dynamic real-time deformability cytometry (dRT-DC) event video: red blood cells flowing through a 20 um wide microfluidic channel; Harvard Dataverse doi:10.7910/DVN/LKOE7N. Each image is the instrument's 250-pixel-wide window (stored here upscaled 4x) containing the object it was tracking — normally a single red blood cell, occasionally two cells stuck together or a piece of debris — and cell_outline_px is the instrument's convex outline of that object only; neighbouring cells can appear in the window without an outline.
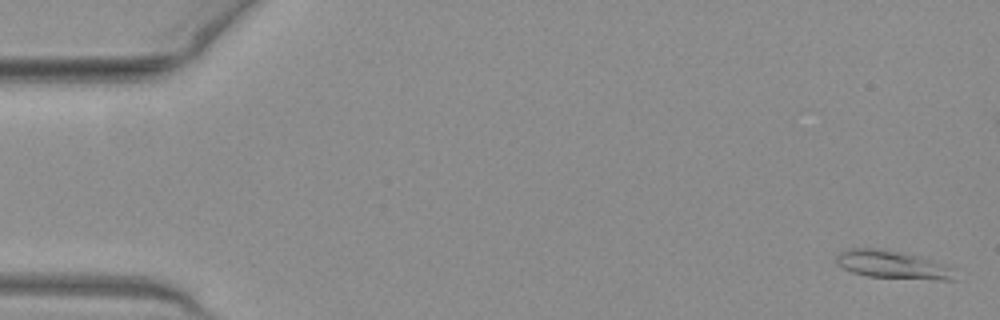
{"species": "common noctule bat (a hibernating species)", "species_latin": "Nyctalus noctula", "temperature_condition": "warm", "stored_images_in_passage": 52, "camera_frame_rate_fps": 3000, "um_per_image_px": 0.085, "animal": {"sex": "female", "body_mass_g": 19.3, "forearm_length_mm": 54.1}, "frame": {"image": 1, "passage_image": 2, "time_ms": 0.333, "image_size_px": [1000, 320], "cell_outline_px": [[956, 280], [940, 280], [868, 276], [852, 272], [836, 264], [836, 256], [840, 252], [848, 248], [884, 248], [900, 252], [952, 268]], "centroid_in_image_um": [75.78, 22.5], "position_along_channel_um": 9.2, "area_um2": 18.84}}
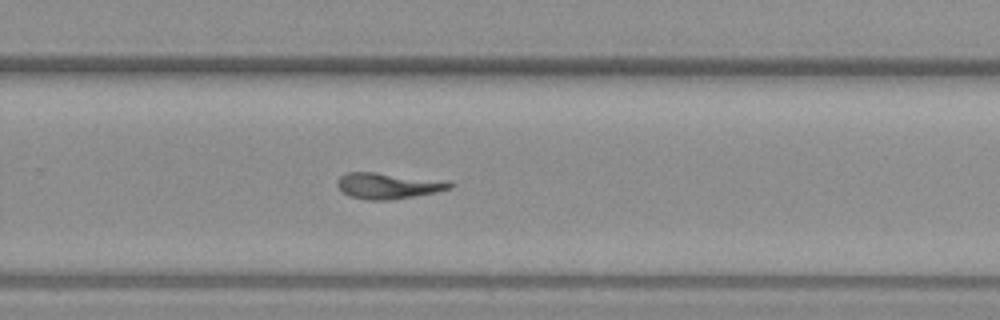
{"frame": {"image": 2, "passage_image": 34, "time_ms": 11.0, "image_size_px": [1000, 320], "cell_outline_px": [[456, 184], [452, 188], [436, 192], [388, 200], [368, 200], [348, 196], [336, 184], [336, 180], [344, 172], [376, 172], [448, 180]], "centroid_in_image_um": [33.02, 15.77], "position_along_channel_um": 296.8, "area_um2": 17.28}}
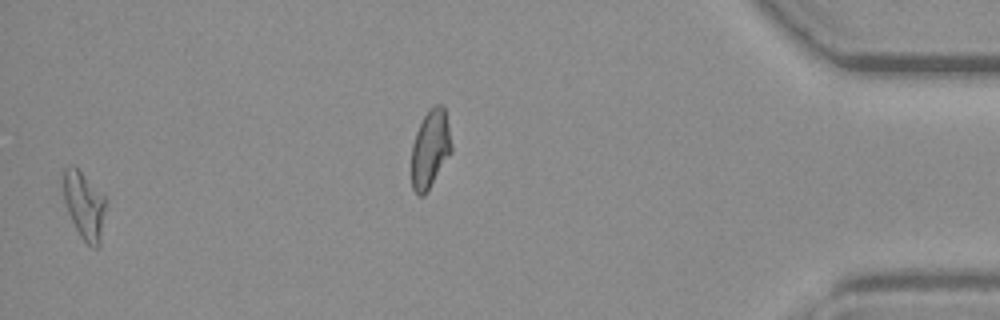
{"frame": {"image": 3, "passage_image": 51, "time_ms": 16.667, "image_size_px": [1000, 320], "cell_outline_px": [[104, 208], [100, 248], [92, 248], [80, 236], [68, 212], [64, 200], [64, 168], [72, 164], [104, 192]], "centroid_in_image_um": [7.17, 17.45], "position_along_channel_um": 428.0, "area_um2": 16.53}}